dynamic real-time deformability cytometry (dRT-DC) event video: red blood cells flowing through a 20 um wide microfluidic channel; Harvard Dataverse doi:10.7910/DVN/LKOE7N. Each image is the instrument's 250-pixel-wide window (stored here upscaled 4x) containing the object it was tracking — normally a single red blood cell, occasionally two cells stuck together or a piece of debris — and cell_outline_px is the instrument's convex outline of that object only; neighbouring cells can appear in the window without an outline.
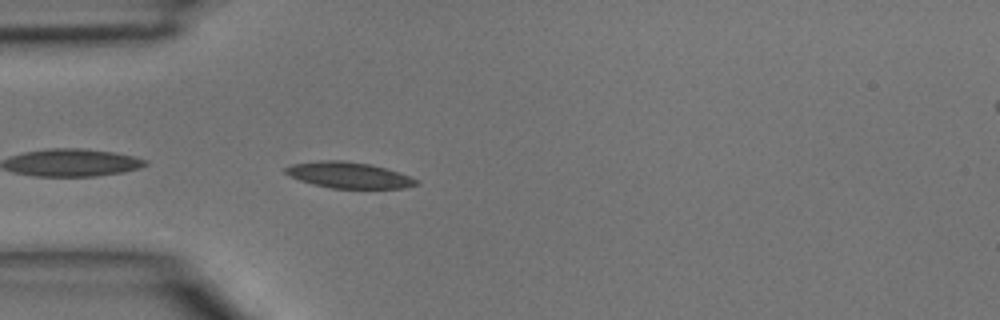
{"species": "common noctule bat (a hibernating species)", "species_latin": "Nyctalus noctula", "temperature_condition": "room temperature", "stored_images_in_passage": 13, "camera_frame_rate_fps": 3000, "um_per_image_px": 0.085, "animal": {"sex": "male", "body_mass_g": 15.6}, "frame": {"image": 1, "passage_image": 1, "time_ms": 0.0, "image_size_px": [1000, 320], "cell_outline_px": [[420, 184], [404, 188], [332, 188], [300, 180], [284, 172], [284, 168], [292, 164], [320, 160], [344, 160], [372, 164], [420, 180]], "centroid_in_image_um": [29.67, 14.87], "position_along_channel_um": 55.3, "area_um2": 19.65}}